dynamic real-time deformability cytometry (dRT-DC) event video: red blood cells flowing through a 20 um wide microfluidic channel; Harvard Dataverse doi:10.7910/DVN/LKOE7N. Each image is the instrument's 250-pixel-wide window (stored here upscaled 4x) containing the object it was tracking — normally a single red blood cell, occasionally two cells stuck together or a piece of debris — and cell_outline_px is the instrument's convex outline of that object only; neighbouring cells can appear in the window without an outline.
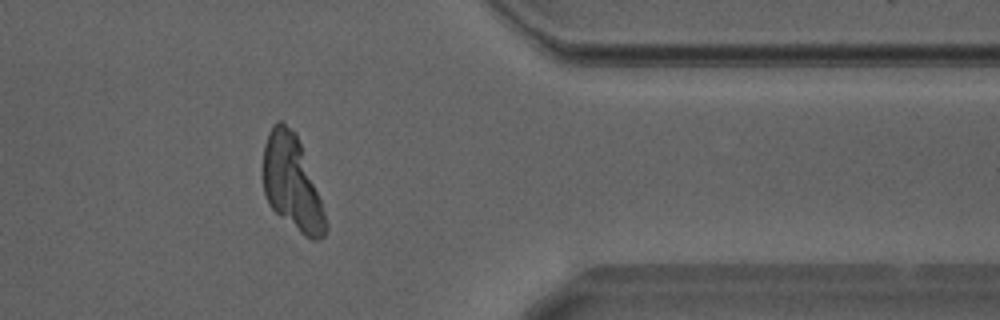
{"species": "Egyptian fruit bat (a non-hibernating species)", "species_latin": "Rousettus aegyptiacus", "temperature_condition": "warm", "stored_images_in_passage": 49, "camera_frame_rate_fps": 3000, "um_per_image_px": 0.085, "animal": {"sex": "male"}, "frame": {"image": 1, "passage_image": 40, "time_ms": 13.0, "image_size_px": [1000, 320], "cell_outline_px": [[328, 224], [324, 236], [320, 240], [312, 240], [304, 236], [280, 216], [268, 204], [264, 192], [260, 176], [264, 144], [268, 132], [272, 124], [276, 120], [280, 120], [296, 132], [320, 200]], "centroid_in_image_um": [24.75, 15.53], "position_along_channel_um": 386.6, "area_um2": 34.68}}